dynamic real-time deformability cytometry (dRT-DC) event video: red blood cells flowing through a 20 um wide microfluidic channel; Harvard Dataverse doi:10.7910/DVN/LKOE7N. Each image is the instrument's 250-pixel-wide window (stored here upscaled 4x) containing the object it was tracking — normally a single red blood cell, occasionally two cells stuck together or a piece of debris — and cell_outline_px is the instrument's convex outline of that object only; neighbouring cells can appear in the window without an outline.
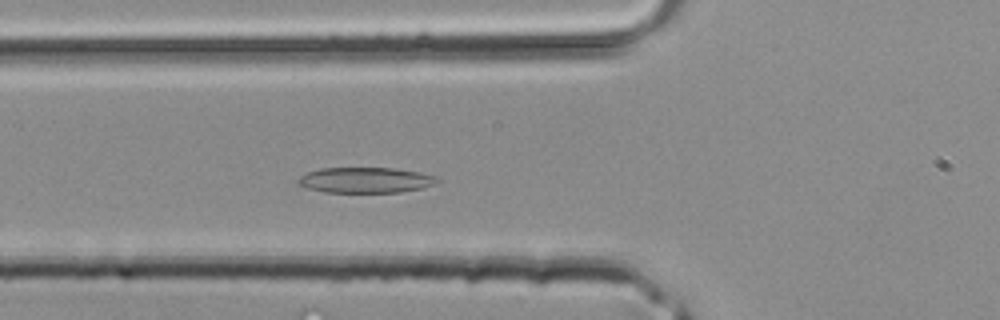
{"species": "common noctule bat (a hibernating species)", "species_latin": "Nyctalus noctula", "temperature_condition": "room temperature", "stored_images_in_passage": 8, "camera_frame_rate_fps": 3000, "um_per_image_px": 0.085, "animal": {"sex": "male", "body_mass_g": 20.4}, "frame": {"image": 1, "passage_image": 5, "time_ms": 1.333, "image_size_px": [1000, 320], "cell_outline_px": [[440, 180], [424, 188], [400, 192], [324, 192], [304, 188], [296, 180], [300, 176], [308, 172], [320, 168], [392, 168], [420, 172], [436, 176]], "centroid_in_image_um": [31.05, 15.31], "position_along_channel_um": 94.8, "area_um2": 20.75}}